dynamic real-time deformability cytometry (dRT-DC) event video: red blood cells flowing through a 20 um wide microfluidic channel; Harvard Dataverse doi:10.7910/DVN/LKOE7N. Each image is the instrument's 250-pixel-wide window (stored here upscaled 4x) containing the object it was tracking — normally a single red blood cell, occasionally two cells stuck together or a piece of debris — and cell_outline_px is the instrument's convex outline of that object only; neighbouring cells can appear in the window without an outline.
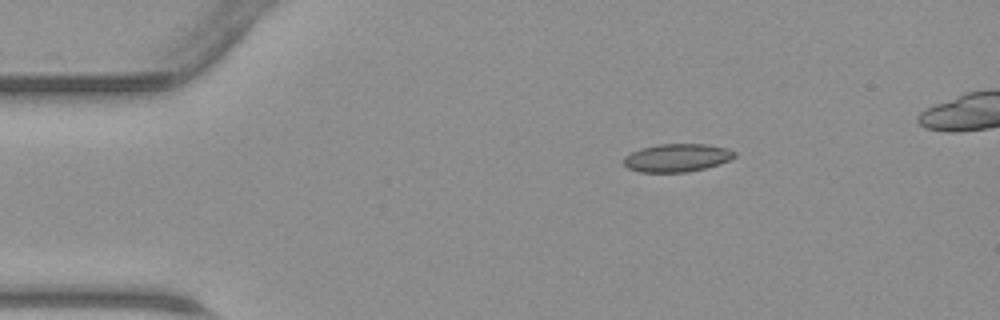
{"species": "common noctule bat (a hibernating species)", "species_latin": "Nyctalus noctula", "temperature_condition": "warm", "stored_images_in_passage": 37, "camera_frame_rate_fps": 3000, "um_per_image_px": 0.085, "animal": {"sex": "male", "body_mass_g": 23.1, "forearm_length_mm": 52.7}, "frame": {"image": 1, "passage_image": 1, "time_ms": 0.0, "image_size_px": [1000, 320], "cell_outline_px": [[736, 156], [732, 160], [704, 168], [688, 172], [640, 172], [628, 168], [624, 164], [624, 156], [640, 148], [660, 144], [708, 144], [728, 148], [736, 152]], "centroid_in_image_um": [57.57, 13.4], "position_along_channel_um": 27.4, "area_um2": 18.21}}
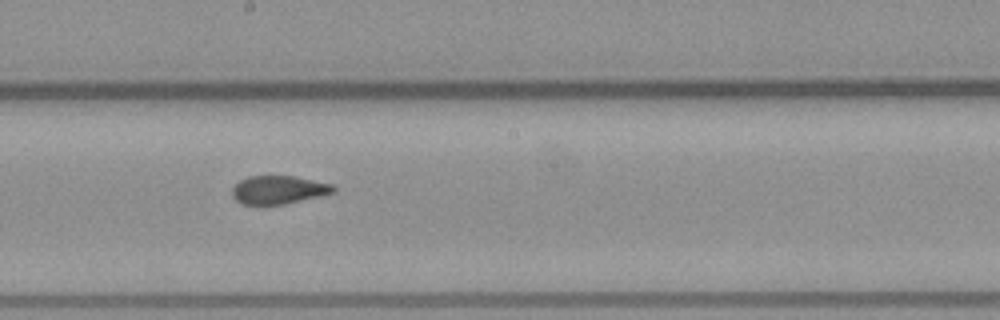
{"frame": {"image": 2, "passage_image": 18, "time_ms": 5.667, "image_size_px": [1000, 320], "cell_outline_px": [[336, 192], [320, 196], [284, 204], [256, 208], [240, 204], [232, 196], [232, 188], [240, 180], [248, 176], [292, 176], [332, 184], [336, 188]], "centroid_in_image_um": [23.61, 16.18], "position_along_channel_um": 224.6, "area_um2": 17.22}}
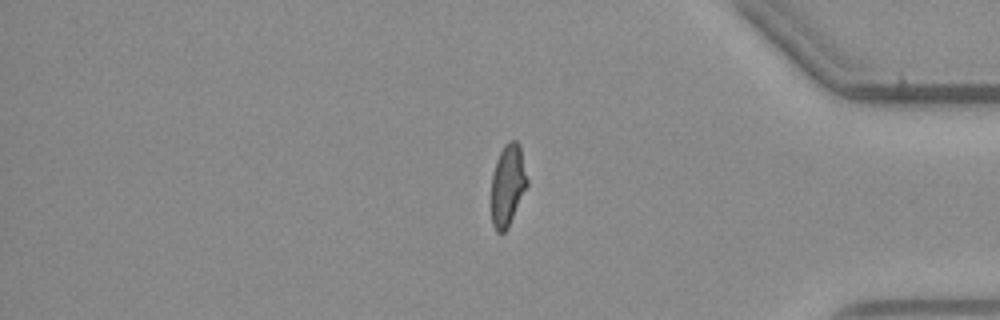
{"frame": {"image": 3, "passage_image": 31, "time_ms": 10.0, "image_size_px": [1000, 320], "cell_outline_px": [[528, 184], [508, 228], [504, 232], [496, 232], [492, 224], [492, 176], [496, 160], [504, 144], [508, 140], [516, 140], [520, 144], [528, 180]], "centroid_in_image_um": [43.16, 15.71], "position_along_channel_um": 392.0, "area_um2": 17.11}}